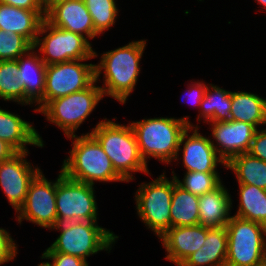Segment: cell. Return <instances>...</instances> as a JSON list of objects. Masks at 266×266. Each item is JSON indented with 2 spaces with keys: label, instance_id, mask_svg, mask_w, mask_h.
I'll use <instances>...</instances> for the list:
<instances>
[{
  "label": "cell",
  "instance_id": "28",
  "mask_svg": "<svg viewBox=\"0 0 266 266\" xmlns=\"http://www.w3.org/2000/svg\"><path fill=\"white\" fill-rule=\"evenodd\" d=\"M0 99L15 102L22 106H34L35 103L25 94V88L19 78L17 60L0 61Z\"/></svg>",
  "mask_w": 266,
  "mask_h": 266
},
{
  "label": "cell",
  "instance_id": "40",
  "mask_svg": "<svg viewBox=\"0 0 266 266\" xmlns=\"http://www.w3.org/2000/svg\"><path fill=\"white\" fill-rule=\"evenodd\" d=\"M259 5H261L262 9H266V0H255ZM266 11V10H265Z\"/></svg>",
  "mask_w": 266,
  "mask_h": 266
},
{
  "label": "cell",
  "instance_id": "29",
  "mask_svg": "<svg viewBox=\"0 0 266 266\" xmlns=\"http://www.w3.org/2000/svg\"><path fill=\"white\" fill-rule=\"evenodd\" d=\"M117 0H84L91 15L95 32L100 36L115 26L118 12Z\"/></svg>",
  "mask_w": 266,
  "mask_h": 266
},
{
  "label": "cell",
  "instance_id": "14",
  "mask_svg": "<svg viewBox=\"0 0 266 266\" xmlns=\"http://www.w3.org/2000/svg\"><path fill=\"white\" fill-rule=\"evenodd\" d=\"M29 154V151L17 152L0 162V187L16 213L25 203L31 181L41 171L27 160Z\"/></svg>",
  "mask_w": 266,
  "mask_h": 266
},
{
  "label": "cell",
  "instance_id": "12",
  "mask_svg": "<svg viewBox=\"0 0 266 266\" xmlns=\"http://www.w3.org/2000/svg\"><path fill=\"white\" fill-rule=\"evenodd\" d=\"M56 180H48L41 170L31 181L24 205L15 213L19 225L26 220L51 230L57 225Z\"/></svg>",
  "mask_w": 266,
  "mask_h": 266
},
{
  "label": "cell",
  "instance_id": "3",
  "mask_svg": "<svg viewBox=\"0 0 266 266\" xmlns=\"http://www.w3.org/2000/svg\"><path fill=\"white\" fill-rule=\"evenodd\" d=\"M190 117H153L130 122L142 159H156L167 166L175 160L180 139L188 126L196 127ZM172 162V163H171Z\"/></svg>",
  "mask_w": 266,
  "mask_h": 266
},
{
  "label": "cell",
  "instance_id": "39",
  "mask_svg": "<svg viewBox=\"0 0 266 266\" xmlns=\"http://www.w3.org/2000/svg\"><path fill=\"white\" fill-rule=\"evenodd\" d=\"M40 258H41V260L44 259V260H47V261H44L42 263H39L37 266H53L51 264V262L48 259H46L42 254H41V257Z\"/></svg>",
  "mask_w": 266,
  "mask_h": 266
},
{
  "label": "cell",
  "instance_id": "22",
  "mask_svg": "<svg viewBox=\"0 0 266 266\" xmlns=\"http://www.w3.org/2000/svg\"><path fill=\"white\" fill-rule=\"evenodd\" d=\"M17 62L25 94L36 104L44 95L46 65L34 48L19 57Z\"/></svg>",
  "mask_w": 266,
  "mask_h": 266
},
{
  "label": "cell",
  "instance_id": "41",
  "mask_svg": "<svg viewBox=\"0 0 266 266\" xmlns=\"http://www.w3.org/2000/svg\"><path fill=\"white\" fill-rule=\"evenodd\" d=\"M264 265L266 266V250H265V256H264Z\"/></svg>",
  "mask_w": 266,
  "mask_h": 266
},
{
  "label": "cell",
  "instance_id": "4",
  "mask_svg": "<svg viewBox=\"0 0 266 266\" xmlns=\"http://www.w3.org/2000/svg\"><path fill=\"white\" fill-rule=\"evenodd\" d=\"M69 156L62 161L61 171L75 181L90 185L125 181L116 173L111 160L91 134L72 135Z\"/></svg>",
  "mask_w": 266,
  "mask_h": 266
},
{
  "label": "cell",
  "instance_id": "33",
  "mask_svg": "<svg viewBox=\"0 0 266 266\" xmlns=\"http://www.w3.org/2000/svg\"><path fill=\"white\" fill-rule=\"evenodd\" d=\"M42 255L51 261L53 266H90L86 260L58 252H42Z\"/></svg>",
  "mask_w": 266,
  "mask_h": 266
},
{
  "label": "cell",
  "instance_id": "19",
  "mask_svg": "<svg viewBox=\"0 0 266 266\" xmlns=\"http://www.w3.org/2000/svg\"><path fill=\"white\" fill-rule=\"evenodd\" d=\"M45 17L43 10H25L0 2V29L25 37L33 46Z\"/></svg>",
  "mask_w": 266,
  "mask_h": 266
},
{
  "label": "cell",
  "instance_id": "10",
  "mask_svg": "<svg viewBox=\"0 0 266 266\" xmlns=\"http://www.w3.org/2000/svg\"><path fill=\"white\" fill-rule=\"evenodd\" d=\"M72 60L46 66L43 97L35 104L38 113L50 100L82 91L95 81V63ZM85 62V63H84Z\"/></svg>",
  "mask_w": 266,
  "mask_h": 266
},
{
  "label": "cell",
  "instance_id": "7",
  "mask_svg": "<svg viewBox=\"0 0 266 266\" xmlns=\"http://www.w3.org/2000/svg\"><path fill=\"white\" fill-rule=\"evenodd\" d=\"M103 98L102 89L95 80L82 91L50 100L38 113L69 137L75 135Z\"/></svg>",
  "mask_w": 266,
  "mask_h": 266
},
{
  "label": "cell",
  "instance_id": "38",
  "mask_svg": "<svg viewBox=\"0 0 266 266\" xmlns=\"http://www.w3.org/2000/svg\"><path fill=\"white\" fill-rule=\"evenodd\" d=\"M66 0H40L41 7L46 14L52 7L60 2H64Z\"/></svg>",
  "mask_w": 266,
  "mask_h": 266
},
{
  "label": "cell",
  "instance_id": "15",
  "mask_svg": "<svg viewBox=\"0 0 266 266\" xmlns=\"http://www.w3.org/2000/svg\"><path fill=\"white\" fill-rule=\"evenodd\" d=\"M210 141L217 154L227 163L232 157L248 153L256 131L255 126L241 121L207 122ZM215 140V141H214Z\"/></svg>",
  "mask_w": 266,
  "mask_h": 266
},
{
  "label": "cell",
  "instance_id": "25",
  "mask_svg": "<svg viewBox=\"0 0 266 266\" xmlns=\"http://www.w3.org/2000/svg\"><path fill=\"white\" fill-rule=\"evenodd\" d=\"M226 170L235 174L238 184L254 185L266 190V162L242 153L232 157L226 163Z\"/></svg>",
  "mask_w": 266,
  "mask_h": 266
},
{
  "label": "cell",
  "instance_id": "16",
  "mask_svg": "<svg viewBox=\"0 0 266 266\" xmlns=\"http://www.w3.org/2000/svg\"><path fill=\"white\" fill-rule=\"evenodd\" d=\"M45 19L55 27L84 36L89 42L99 35L84 0H66L52 7Z\"/></svg>",
  "mask_w": 266,
  "mask_h": 266
},
{
  "label": "cell",
  "instance_id": "9",
  "mask_svg": "<svg viewBox=\"0 0 266 266\" xmlns=\"http://www.w3.org/2000/svg\"><path fill=\"white\" fill-rule=\"evenodd\" d=\"M225 266H262L266 250V227L255 221L231 216L226 224Z\"/></svg>",
  "mask_w": 266,
  "mask_h": 266
},
{
  "label": "cell",
  "instance_id": "2",
  "mask_svg": "<svg viewBox=\"0 0 266 266\" xmlns=\"http://www.w3.org/2000/svg\"><path fill=\"white\" fill-rule=\"evenodd\" d=\"M116 117L104 118L97 122L90 132L105 151L116 173L129 183L134 178L135 173H144L152 176L149 172L148 164L142 159L135 133L128 123L127 125L116 123Z\"/></svg>",
  "mask_w": 266,
  "mask_h": 266
},
{
  "label": "cell",
  "instance_id": "21",
  "mask_svg": "<svg viewBox=\"0 0 266 266\" xmlns=\"http://www.w3.org/2000/svg\"><path fill=\"white\" fill-rule=\"evenodd\" d=\"M227 257V230L213 227L207 231L203 246L176 266H225Z\"/></svg>",
  "mask_w": 266,
  "mask_h": 266
},
{
  "label": "cell",
  "instance_id": "6",
  "mask_svg": "<svg viewBox=\"0 0 266 266\" xmlns=\"http://www.w3.org/2000/svg\"><path fill=\"white\" fill-rule=\"evenodd\" d=\"M174 177L168 178L165 170L150 182H141L134 193L136 214L160 238L171 228V200Z\"/></svg>",
  "mask_w": 266,
  "mask_h": 266
},
{
  "label": "cell",
  "instance_id": "17",
  "mask_svg": "<svg viewBox=\"0 0 266 266\" xmlns=\"http://www.w3.org/2000/svg\"><path fill=\"white\" fill-rule=\"evenodd\" d=\"M208 227L194 226L171 227L158 240L165 249V259L169 263L181 265L185 259L203 246Z\"/></svg>",
  "mask_w": 266,
  "mask_h": 266
},
{
  "label": "cell",
  "instance_id": "8",
  "mask_svg": "<svg viewBox=\"0 0 266 266\" xmlns=\"http://www.w3.org/2000/svg\"><path fill=\"white\" fill-rule=\"evenodd\" d=\"M33 48L45 65L99 57L84 36L55 27L43 20Z\"/></svg>",
  "mask_w": 266,
  "mask_h": 266
},
{
  "label": "cell",
  "instance_id": "31",
  "mask_svg": "<svg viewBox=\"0 0 266 266\" xmlns=\"http://www.w3.org/2000/svg\"><path fill=\"white\" fill-rule=\"evenodd\" d=\"M33 48L23 36L0 29V61L17 60Z\"/></svg>",
  "mask_w": 266,
  "mask_h": 266
},
{
  "label": "cell",
  "instance_id": "1",
  "mask_svg": "<svg viewBox=\"0 0 266 266\" xmlns=\"http://www.w3.org/2000/svg\"><path fill=\"white\" fill-rule=\"evenodd\" d=\"M148 40H133L124 46L103 52L95 64V80L104 98L111 97L122 105L135 90L141 73V62ZM99 81V82H98Z\"/></svg>",
  "mask_w": 266,
  "mask_h": 266
},
{
  "label": "cell",
  "instance_id": "24",
  "mask_svg": "<svg viewBox=\"0 0 266 266\" xmlns=\"http://www.w3.org/2000/svg\"><path fill=\"white\" fill-rule=\"evenodd\" d=\"M231 120L263 128L266 126V98L257 93L233 91Z\"/></svg>",
  "mask_w": 266,
  "mask_h": 266
},
{
  "label": "cell",
  "instance_id": "34",
  "mask_svg": "<svg viewBox=\"0 0 266 266\" xmlns=\"http://www.w3.org/2000/svg\"><path fill=\"white\" fill-rule=\"evenodd\" d=\"M190 83H189V85L187 84V89L185 91L186 94L185 93H183V94L185 95L187 100H190L189 102L187 101V103H189L191 105L193 104L192 106H195L196 108L199 109L200 103L204 97V93H205V90L207 88L208 83H206L203 80L202 81L190 80Z\"/></svg>",
  "mask_w": 266,
  "mask_h": 266
},
{
  "label": "cell",
  "instance_id": "20",
  "mask_svg": "<svg viewBox=\"0 0 266 266\" xmlns=\"http://www.w3.org/2000/svg\"><path fill=\"white\" fill-rule=\"evenodd\" d=\"M224 184L199 197V224L213 228L225 227L229 222L231 210H234V201L230 190Z\"/></svg>",
  "mask_w": 266,
  "mask_h": 266
},
{
  "label": "cell",
  "instance_id": "36",
  "mask_svg": "<svg viewBox=\"0 0 266 266\" xmlns=\"http://www.w3.org/2000/svg\"><path fill=\"white\" fill-rule=\"evenodd\" d=\"M0 2L25 10H43L40 0H0Z\"/></svg>",
  "mask_w": 266,
  "mask_h": 266
},
{
  "label": "cell",
  "instance_id": "13",
  "mask_svg": "<svg viewBox=\"0 0 266 266\" xmlns=\"http://www.w3.org/2000/svg\"><path fill=\"white\" fill-rule=\"evenodd\" d=\"M200 128L187 127L181 136L174 162L178 164V160H182L185 172L219 173L217 167L222 165L226 168V162L217 154L210 137L203 135Z\"/></svg>",
  "mask_w": 266,
  "mask_h": 266
},
{
  "label": "cell",
  "instance_id": "30",
  "mask_svg": "<svg viewBox=\"0 0 266 266\" xmlns=\"http://www.w3.org/2000/svg\"><path fill=\"white\" fill-rule=\"evenodd\" d=\"M176 174L172 168L171 175L176 180V183L198 197L215 190L224 182L221 179L220 173L188 171L184 172L182 180Z\"/></svg>",
  "mask_w": 266,
  "mask_h": 266
},
{
  "label": "cell",
  "instance_id": "26",
  "mask_svg": "<svg viewBox=\"0 0 266 266\" xmlns=\"http://www.w3.org/2000/svg\"><path fill=\"white\" fill-rule=\"evenodd\" d=\"M238 187V210L233 215L266 227V190L248 184H238Z\"/></svg>",
  "mask_w": 266,
  "mask_h": 266
},
{
  "label": "cell",
  "instance_id": "18",
  "mask_svg": "<svg viewBox=\"0 0 266 266\" xmlns=\"http://www.w3.org/2000/svg\"><path fill=\"white\" fill-rule=\"evenodd\" d=\"M32 122L0 106V139L17 152L29 151V146L43 148L45 142Z\"/></svg>",
  "mask_w": 266,
  "mask_h": 266
},
{
  "label": "cell",
  "instance_id": "35",
  "mask_svg": "<svg viewBox=\"0 0 266 266\" xmlns=\"http://www.w3.org/2000/svg\"><path fill=\"white\" fill-rule=\"evenodd\" d=\"M248 153L266 162V126L256 131Z\"/></svg>",
  "mask_w": 266,
  "mask_h": 266
},
{
  "label": "cell",
  "instance_id": "32",
  "mask_svg": "<svg viewBox=\"0 0 266 266\" xmlns=\"http://www.w3.org/2000/svg\"><path fill=\"white\" fill-rule=\"evenodd\" d=\"M7 228L0 227V266L10 261L16 260L18 245L12 238L11 233Z\"/></svg>",
  "mask_w": 266,
  "mask_h": 266
},
{
  "label": "cell",
  "instance_id": "27",
  "mask_svg": "<svg viewBox=\"0 0 266 266\" xmlns=\"http://www.w3.org/2000/svg\"><path fill=\"white\" fill-rule=\"evenodd\" d=\"M199 224V197L185 190L174 179L171 200V227Z\"/></svg>",
  "mask_w": 266,
  "mask_h": 266
},
{
  "label": "cell",
  "instance_id": "37",
  "mask_svg": "<svg viewBox=\"0 0 266 266\" xmlns=\"http://www.w3.org/2000/svg\"><path fill=\"white\" fill-rule=\"evenodd\" d=\"M16 153L17 151L12 146L0 139V162L8 160Z\"/></svg>",
  "mask_w": 266,
  "mask_h": 266
},
{
  "label": "cell",
  "instance_id": "5",
  "mask_svg": "<svg viewBox=\"0 0 266 266\" xmlns=\"http://www.w3.org/2000/svg\"><path fill=\"white\" fill-rule=\"evenodd\" d=\"M98 221H74L59 223L52 230L59 235L43 252H58L82 258L106 251L110 253L119 240L113 231L99 226Z\"/></svg>",
  "mask_w": 266,
  "mask_h": 266
},
{
  "label": "cell",
  "instance_id": "11",
  "mask_svg": "<svg viewBox=\"0 0 266 266\" xmlns=\"http://www.w3.org/2000/svg\"><path fill=\"white\" fill-rule=\"evenodd\" d=\"M94 185L66 177L60 169L57 176V224L74 221H98L99 211Z\"/></svg>",
  "mask_w": 266,
  "mask_h": 266
},
{
  "label": "cell",
  "instance_id": "23",
  "mask_svg": "<svg viewBox=\"0 0 266 266\" xmlns=\"http://www.w3.org/2000/svg\"><path fill=\"white\" fill-rule=\"evenodd\" d=\"M232 91L208 83L198 110L196 127L199 122H221L231 120Z\"/></svg>",
  "mask_w": 266,
  "mask_h": 266
}]
</instances>
